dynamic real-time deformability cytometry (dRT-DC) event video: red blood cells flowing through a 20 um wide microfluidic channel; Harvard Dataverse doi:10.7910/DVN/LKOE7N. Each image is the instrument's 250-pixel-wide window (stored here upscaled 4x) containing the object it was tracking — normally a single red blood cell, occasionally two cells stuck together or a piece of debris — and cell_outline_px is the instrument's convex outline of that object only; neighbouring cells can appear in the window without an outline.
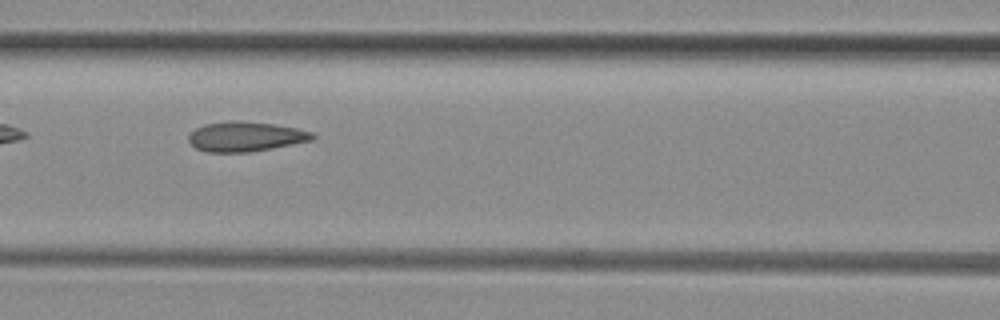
{"species": "common noctule bat (a hibernating species)", "species_latin": "Nyctalus noctula", "temperature_condition": "room temperature", "stored_images_in_passage": 35, "camera_frame_rate_fps": 3000, "um_per_image_px": 0.085, "animal": {"sex": "female", "body_mass_g": 29.2, "forearm_length_mm": 56.3}, "frame": {"image": 1, "passage_image": 6, "time_ms": 1.667, "image_size_px": [1000, 320], "cell_outline_px": [[316, 136], [312, 140], [272, 148], [248, 152], [208, 152], [196, 148], [188, 140], [188, 136], [196, 128], [204, 124], [236, 120], [240, 120], [276, 124], [296, 128], [312, 132]], "centroid_in_image_um": [20.87, 11.6], "position_along_channel_um": 145.7, "area_um2": 21.44}}